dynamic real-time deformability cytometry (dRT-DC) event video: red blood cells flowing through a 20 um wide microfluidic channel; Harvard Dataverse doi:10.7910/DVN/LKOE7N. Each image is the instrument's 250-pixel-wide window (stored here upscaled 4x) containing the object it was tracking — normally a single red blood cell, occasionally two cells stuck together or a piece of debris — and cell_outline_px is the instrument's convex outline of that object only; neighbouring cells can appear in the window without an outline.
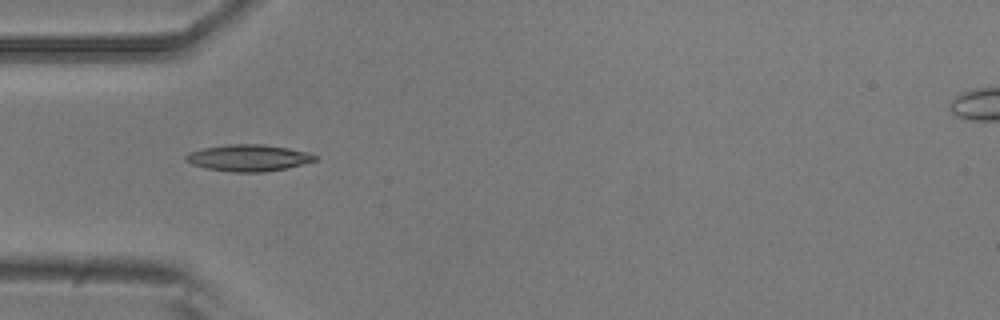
{"species": "common noctule bat (a hibernating species)", "species_latin": "Nyctalus noctula", "temperature_condition": "room temperature", "stored_images_in_passage": 8, "camera_frame_rate_fps": 3000, "um_per_image_px": 0.085, "animal": {"sex": "male", "body_mass_g": 20.5, "forearm_length_mm": 52.5}, "frame": {"image": 1, "passage_image": 2, "time_ms": 0.333, "image_size_px": [1000, 320], "cell_outline_px": [[316, 160], [284, 168], [260, 172], [232, 172], [208, 168], [192, 164], [184, 160], [184, 156], [188, 152], [204, 148], [228, 144], [264, 144], [288, 148], [308, 152], [316, 156]], "centroid_in_image_um": [21.07, 13.4], "position_along_channel_um": 63.9, "area_um2": 19.77}}
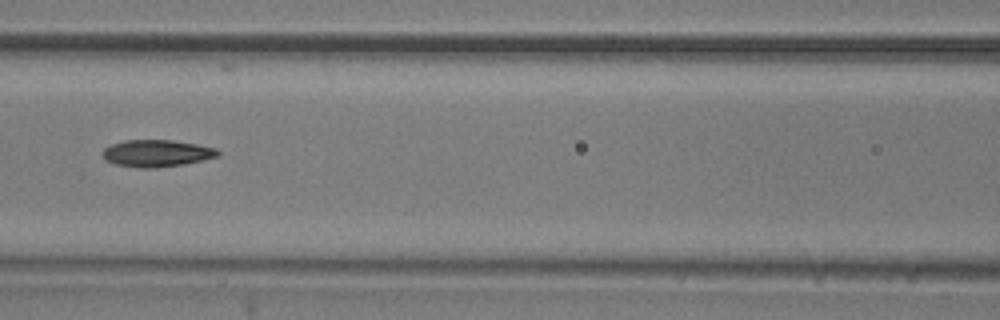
{"frame": {"image": 2, "passage_image": 4, "time_ms": 1.0, "image_size_px": [1000, 320], "cell_outline_px": [[220, 156], [184, 164], [156, 168], [140, 168], [116, 164], [104, 160], [104, 148], [112, 144], [124, 140], [172, 140], [196, 144], [216, 148], [220, 152]], "centroid_in_image_um": [13.34, 13.03], "position_along_channel_um": 153.3, "area_um2": 18.09}}
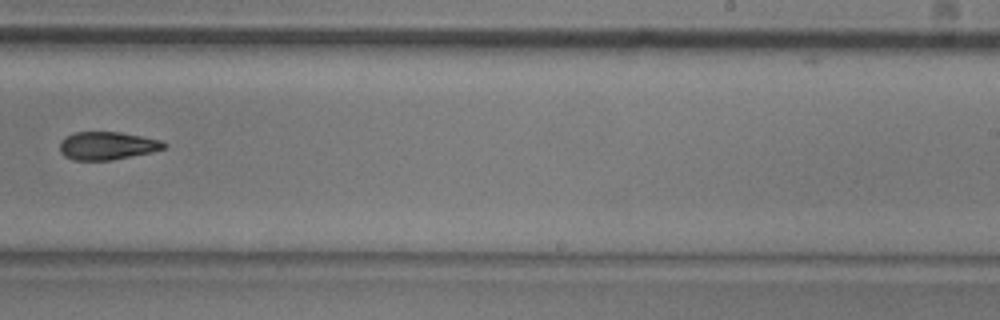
{"frame": {"image": 3, "passage_image": 7, "time_ms": 2.0, "image_size_px": [1000, 320], "cell_outline_px": [[168, 144], [164, 148], [152, 152], [112, 160], [72, 160], [64, 156], [60, 152], [60, 140], [64, 136], [72, 132], [120, 132], [160, 140]], "centroid_in_image_um": [9.06, 12.38], "position_along_channel_um": 279.9, "area_um2": 17.11}}